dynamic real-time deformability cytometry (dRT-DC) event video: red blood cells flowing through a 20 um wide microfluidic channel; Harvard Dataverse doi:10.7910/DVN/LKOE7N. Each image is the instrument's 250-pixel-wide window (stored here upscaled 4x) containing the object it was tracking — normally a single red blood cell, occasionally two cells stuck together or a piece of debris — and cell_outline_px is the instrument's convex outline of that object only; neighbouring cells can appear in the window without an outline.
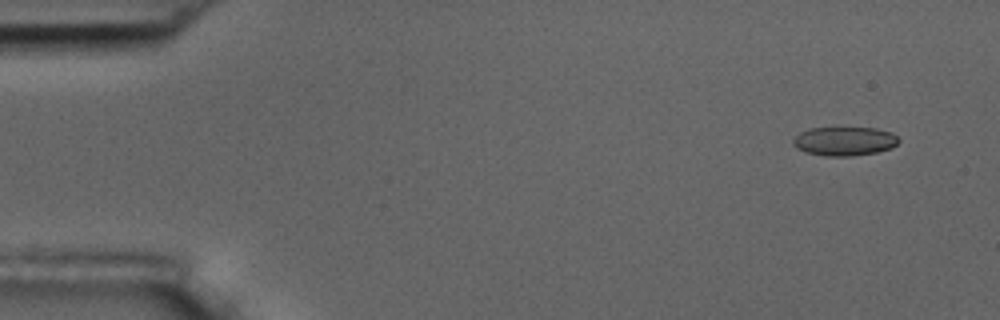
{"species": "common noctule bat (a hibernating species)", "species_latin": "Nyctalus noctula", "temperature_condition": "room temperature", "stored_images_in_passage": 6, "camera_frame_rate_fps": 3000, "um_per_image_px": 0.085, "animal": {"sex": "male", "body_mass_g": 17.5, "forearm_length_mm": 52.3}, "frame": {"image": 1, "passage_image": 1, "time_ms": 0.0, "image_size_px": [1000, 320], "cell_outline_px": [[900, 140], [892, 148], [876, 152], [852, 156], [824, 156], [804, 152], [796, 148], [792, 144], [792, 140], [800, 132], [808, 128], [836, 124], [876, 128], [892, 132]], "centroid_in_image_um": [71.74, 11.94], "position_along_channel_um": 13.3, "area_um2": 18.9}}
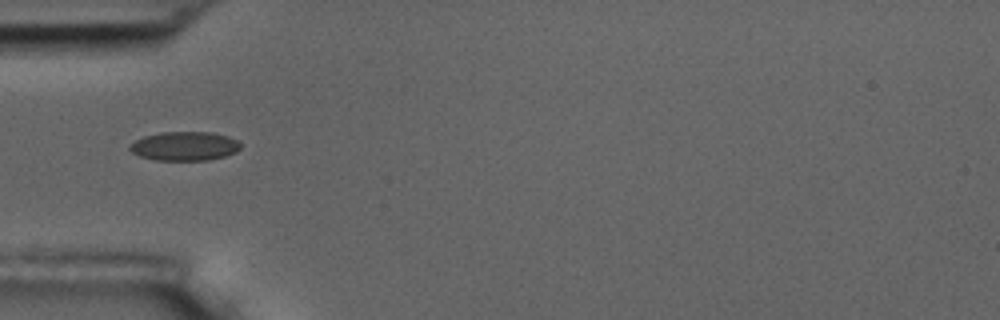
{"frame": {"image": 2, "passage_image": 5, "time_ms": 4.667, "image_size_px": [1000, 320], "cell_outline_px": [[240, 148], [236, 152], [224, 156], [208, 160], [156, 160], [140, 156], [132, 152], [128, 148], [128, 144], [144, 136], [160, 132], [212, 132], [228, 136], [236, 140], [240, 144]], "centroid_in_image_um": [15.67, 12.41], "position_along_channel_um": 69.3, "area_um2": 18.73}}